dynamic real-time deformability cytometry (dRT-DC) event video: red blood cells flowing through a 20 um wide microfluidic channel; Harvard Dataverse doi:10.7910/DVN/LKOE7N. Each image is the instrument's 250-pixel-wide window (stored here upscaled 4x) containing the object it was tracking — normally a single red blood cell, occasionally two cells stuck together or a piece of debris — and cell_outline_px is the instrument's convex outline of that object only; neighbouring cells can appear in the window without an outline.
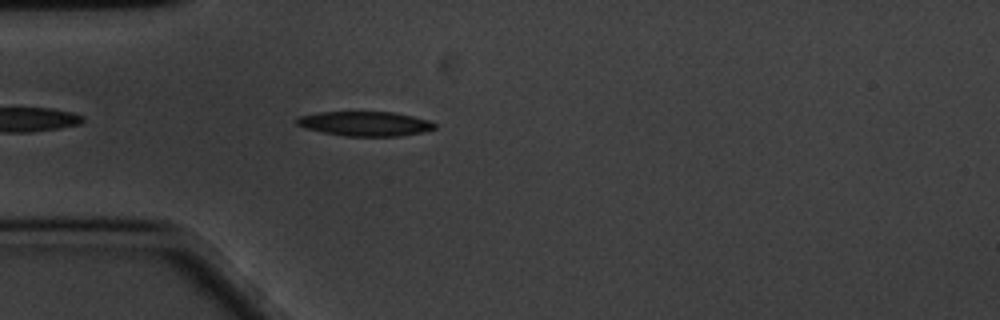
{"species": "common noctule bat (a hibernating species)", "species_latin": "Nyctalus noctula", "temperature_condition": "cold", "stored_images_in_passage": 10, "camera_frame_rate_fps": 3000, "um_per_image_px": 0.085, "animal": {"sex": "male", "body_mass_g": 20.1, "forearm_length_mm": 53.5}, "frame": {"image": 1, "passage_image": 4, "time_ms": 1.0, "image_size_px": [1000, 320], "cell_outline_px": [[436, 128], [424, 132], [400, 136], [344, 136], [304, 128], [296, 124], [296, 120], [300, 116], [316, 112], [392, 112], [432, 120], [436, 124]], "centroid_in_image_um": [31.06, 10.51], "position_along_channel_um": 53.9, "area_um2": 19.83}}